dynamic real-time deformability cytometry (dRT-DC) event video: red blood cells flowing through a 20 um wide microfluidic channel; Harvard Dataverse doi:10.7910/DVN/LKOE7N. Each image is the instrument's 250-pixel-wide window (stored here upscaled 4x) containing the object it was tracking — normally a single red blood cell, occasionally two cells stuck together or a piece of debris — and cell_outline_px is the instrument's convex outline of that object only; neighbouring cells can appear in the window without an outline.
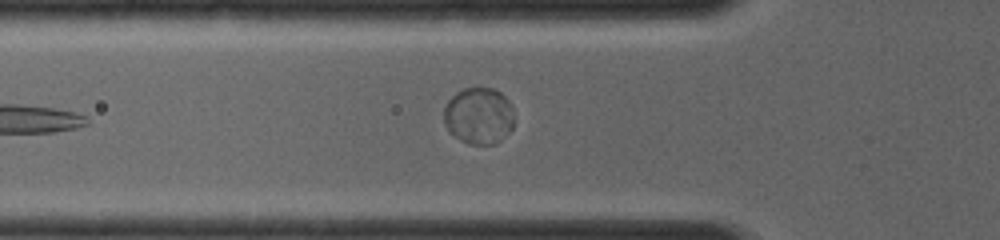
{"species": "common noctule bat (a hibernating species)", "species_latin": "Nyctalus noctula", "temperature_condition": "room temperature", "stored_images_in_passage": 27, "camera_frame_rate_fps": 4000, "um_per_image_px": 0.085, "animal": {"sex": "female", "body_mass_g": 19.0, "forearm_length_mm": 56.7}, "frame": {"image": 1, "passage_image": 4, "time_ms": 0.75, "image_size_px": [1000, 240], "cell_outline_px": [[512, 128], [496, 144], [468, 144], [460, 140], [448, 132], [444, 124], [444, 108], [448, 100], [456, 92], [464, 88], [492, 88], [500, 92], [508, 100], [512, 108]], "centroid_in_image_um": [40.66, 9.85], "position_along_channel_um": 85.1, "area_um2": 23.24}}
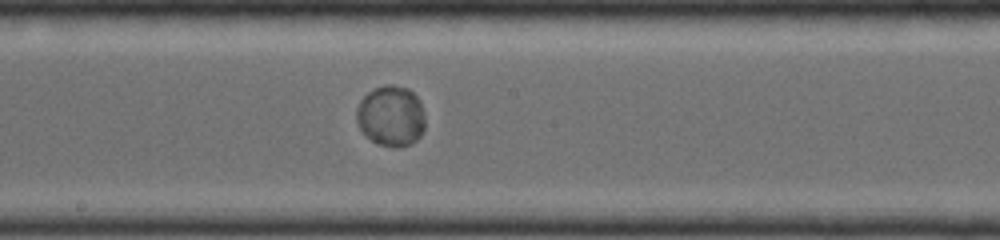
{"frame": {"image": 2, "passage_image": 15, "time_ms": 3.5, "image_size_px": [1000, 240], "cell_outline_px": [[424, 128], [420, 136], [412, 144], [400, 148], [396, 148], [380, 144], [364, 136], [360, 132], [356, 120], [356, 112], [360, 100], [372, 88], [384, 84], [392, 84], [408, 88], [416, 96], [420, 104], [424, 116]], "centroid_in_image_um": [33.2, 9.86], "position_along_channel_um": 215.0, "area_um2": 24.57}}
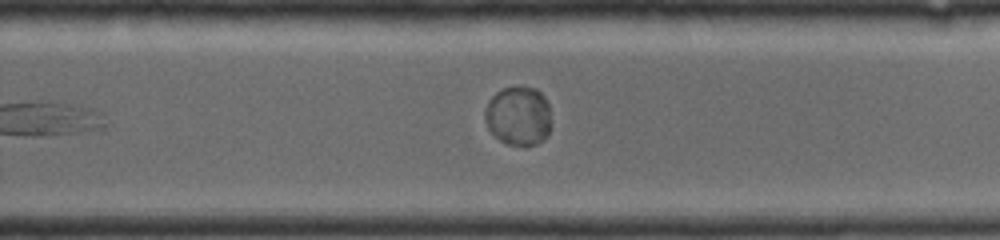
{"frame": {"image": 3, "passage_image": 21, "time_ms": 5.0, "image_size_px": [1000, 240], "cell_outline_px": [[548, 136], [544, 140], [536, 144], [524, 148], [508, 144], [500, 140], [488, 128], [484, 116], [484, 112], [488, 100], [496, 92], [504, 88], [536, 88], [544, 96], [548, 104]], "centroid_in_image_um": [44.04, 9.89], "position_along_channel_um": 285.8, "area_um2": 22.72}}